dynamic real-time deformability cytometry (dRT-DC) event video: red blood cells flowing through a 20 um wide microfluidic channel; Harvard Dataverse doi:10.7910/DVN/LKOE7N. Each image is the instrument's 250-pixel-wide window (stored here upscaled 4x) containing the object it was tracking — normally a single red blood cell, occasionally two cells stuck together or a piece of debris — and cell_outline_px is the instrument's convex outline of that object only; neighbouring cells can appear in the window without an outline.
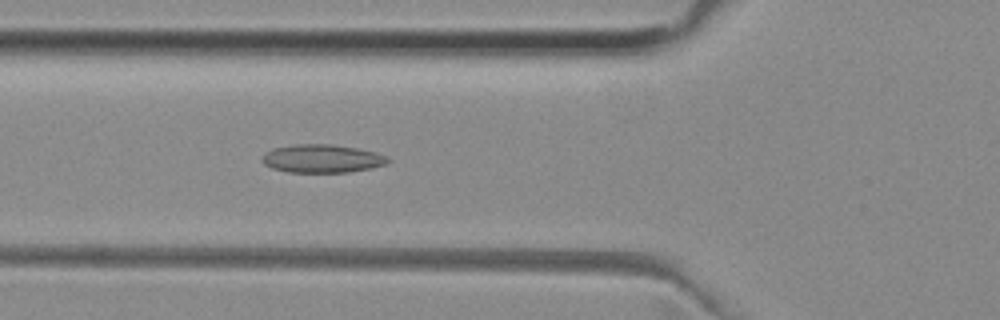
{"species": "common noctule bat (a hibernating species)", "species_latin": "Nyctalus noctula", "temperature_condition": "room temperature", "stored_images_in_passage": 51, "camera_frame_rate_fps": 3000, "um_per_image_px": 0.085, "animal": {"sex": "female", "body_mass_g": 29.2, "forearm_length_mm": 56.3}, "frame": {"image": 1, "passage_image": 18, "time_ms": 5.667, "image_size_px": [1000, 320], "cell_outline_px": [[392, 160], [388, 164], [372, 168], [348, 172], [288, 172], [272, 168], [264, 164], [260, 160], [260, 156], [264, 152], [272, 148], [296, 144], [328, 144], [356, 148], [388, 156]], "centroid_in_image_um": [27.35, 13.48], "position_along_channel_um": 98.5, "area_um2": 20.87}}
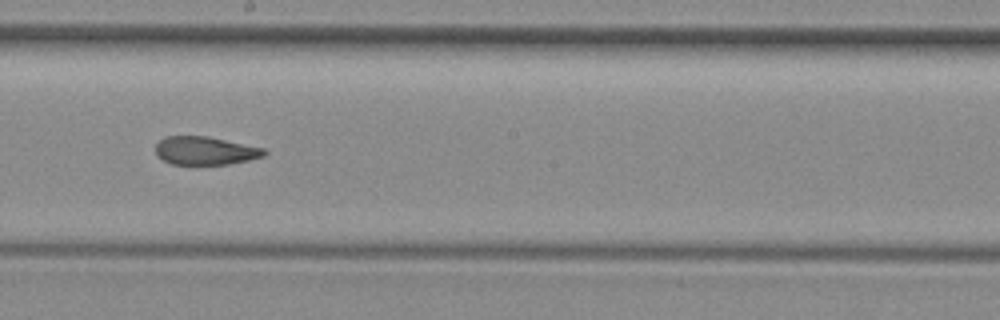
{"frame": {"image": 2, "passage_image": 28, "time_ms": 9.0, "image_size_px": [1000, 320], "cell_outline_px": [[268, 152], [264, 156], [248, 160], [228, 164], [172, 164], [164, 160], [156, 152], [156, 144], [164, 136], [208, 136], [264, 148]], "centroid_in_image_um": [17.46, 12.8], "position_along_channel_um": 230.7, "area_um2": 17.74}}
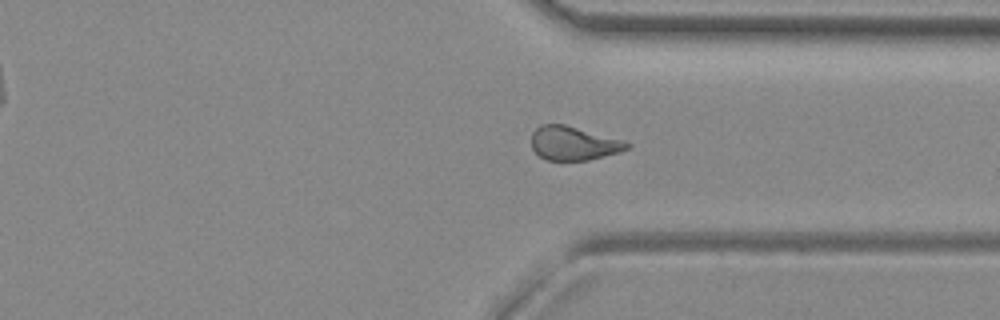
{"frame": {"image": 3, "passage_image": 38, "time_ms": 12.333, "image_size_px": [1000, 320], "cell_outline_px": [[632, 144], [628, 148], [620, 152], [588, 160], [548, 160], [540, 156], [532, 148], [532, 132], [540, 124], [564, 124], [624, 140]], "centroid_in_image_um": [48.76, 12.17], "position_along_channel_um": 362.6, "area_um2": 18.79}, "authors_computed_cell_mechanics": {"area_um2": 19.5942, "velocity_mm_per_s": 3.9608, "shape_relaxation_time_tau1_ms": null, "shape_relaxation_time_tau2_ms": 2.1337, "deformation_change_tau1": null, "deformation_change_tau2": 0.1009}}